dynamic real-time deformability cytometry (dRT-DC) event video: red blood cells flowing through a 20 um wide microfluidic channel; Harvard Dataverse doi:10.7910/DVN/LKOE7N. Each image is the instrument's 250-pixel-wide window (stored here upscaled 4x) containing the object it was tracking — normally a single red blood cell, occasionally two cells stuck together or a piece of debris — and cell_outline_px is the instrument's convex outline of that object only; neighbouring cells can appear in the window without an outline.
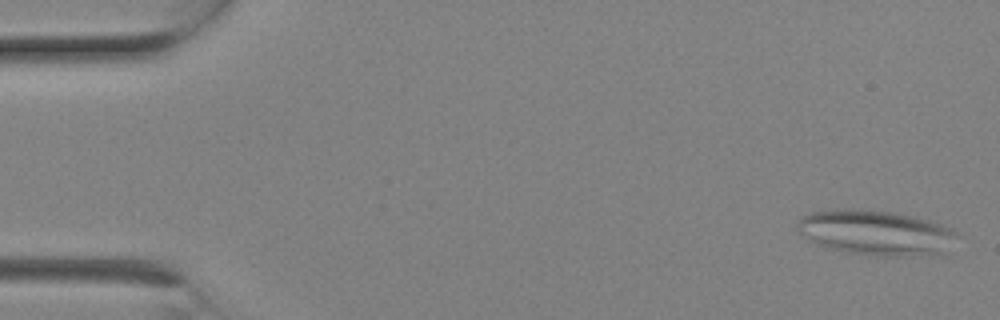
{"species": "Egyptian fruit bat (a non-hibernating species)", "species_latin": "Rousettus aegyptiacus", "temperature_condition": "room temperature", "stored_images_in_passage": 3, "camera_frame_rate_fps": 3000, "um_per_image_px": 0.085, "animal": {"sex": "female"}, "frame": {"image": 1, "passage_image": 3, "time_ms": 0.667, "image_size_px": [1000, 320], "cell_outline_px": [[960, 236], [944, 256], [872, 256], [844, 252], [828, 248], [808, 240], [796, 228], [796, 224], [804, 216], [812, 212], [848, 208], [892, 212], [912, 216], [940, 224], [952, 228]], "centroid_in_image_um": [74.54, 19.82], "position_along_channel_um": 10.5, "area_um2": 42.54}}